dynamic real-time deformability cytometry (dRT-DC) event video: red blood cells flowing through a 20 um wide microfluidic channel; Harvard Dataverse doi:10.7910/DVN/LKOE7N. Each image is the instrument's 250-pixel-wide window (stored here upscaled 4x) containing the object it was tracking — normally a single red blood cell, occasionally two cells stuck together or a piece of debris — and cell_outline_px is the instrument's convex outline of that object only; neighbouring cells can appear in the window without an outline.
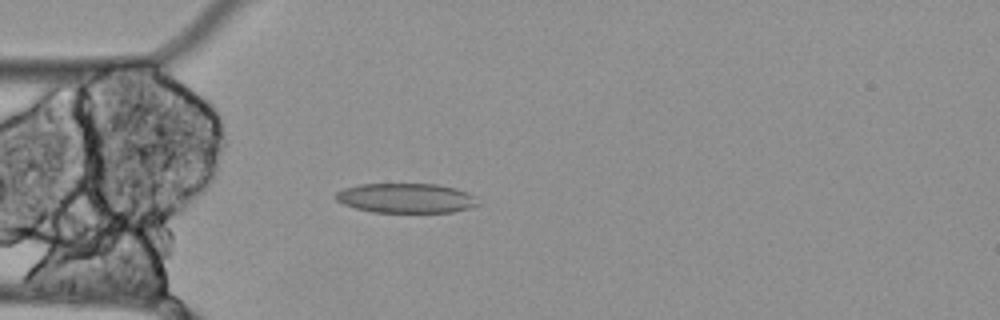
{"species": "Egyptian fruit bat (a non-hibernating species)", "species_latin": "Rousettus aegyptiacus", "temperature_condition": "cold", "stored_images_in_passage": 49, "camera_frame_rate_fps": 3000, "um_per_image_px": 0.085, "animal": {"sex": "female"}, "frame": {"image": 1, "passage_image": 8, "time_ms": 2.333, "image_size_px": [1000, 320], "cell_outline_px": [[480, 204], [468, 208], [452, 212], [372, 212], [356, 208], [344, 204], [336, 200], [332, 196], [336, 192], [344, 188], [360, 184], [436, 184], [456, 188], [468, 192], [476, 196]], "centroid_in_image_um": [34.52, 16.83], "position_along_channel_um": 50.5, "area_um2": 24.74}}
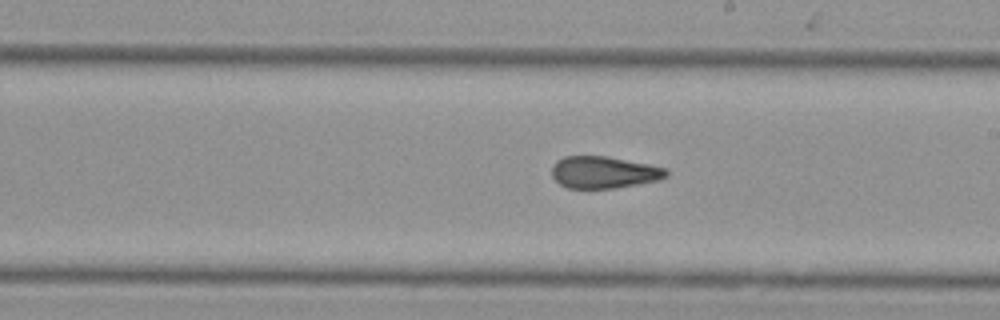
{"frame": {"image": 2, "passage_image": 24, "time_ms": 7.667, "image_size_px": [1000, 320], "cell_outline_px": [[668, 176], [660, 180], [616, 188], [568, 188], [560, 184], [552, 176], [552, 164], [556, 160], [564, 156], [608, 156], [648, 164], [664, 168], [668, 172]], "centroid_in_image_um": [51.31, 14.64], "position_along_channel_um": 237.7, "area_um2": 21.39}}
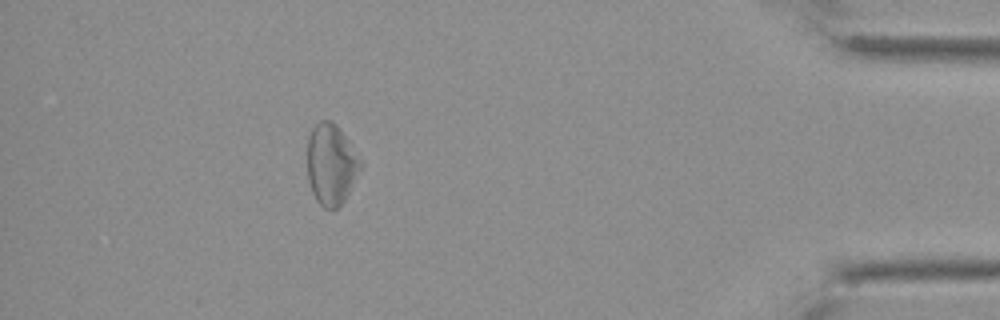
{"frame": {"image": 3, "passage_image": 43, "time_ms": 14.0, "image_size_px": [1000, 320], "cell_outline_px": [[364, 164], [344, 200], [336, 208], [324, 208], [316, 200], [312, 192], [308, 180], [308, 136], [312, 128], [320, 120], [332, 120], [336, 124], [348, 140]], "centroid_in_image_um": [28.15, 13.95], "position_along_channel_um": 407.0, "area_um2": 25.03}, "authors_computed_cell_mechanics": {"area_um2": 23.8136, "velocity_mm_per_s": 3.4717, "shape_relaxation_time_tau1_ms": null, "shape_relaxation_time_tau2_ms": 3.1139, "deformation_change_tau1": null, "deformation_change_tau2": 0.0965}}